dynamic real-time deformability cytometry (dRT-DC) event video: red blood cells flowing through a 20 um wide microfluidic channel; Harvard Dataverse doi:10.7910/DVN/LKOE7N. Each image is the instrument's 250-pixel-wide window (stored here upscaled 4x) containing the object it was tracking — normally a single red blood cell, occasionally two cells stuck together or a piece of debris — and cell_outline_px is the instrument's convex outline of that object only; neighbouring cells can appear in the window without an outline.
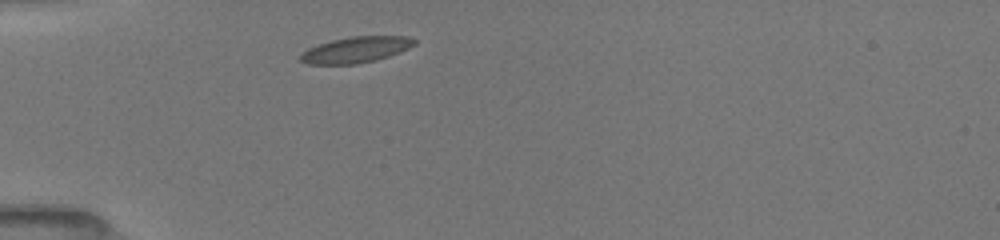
{"species": "common noctule bat (a hibernating species)", "species_latin": "Nyctalus noctula", "temperature_condition": "room temperature", "stored_images_in_passage": 1, "camera_frame_rate_fps": 3000, "um_per_image_px": 0.085, "animal": {"sex": "female", "body_mass_g": 19.5, "forearm_length_mm": 54.1}, "frame": {"image": 1, "passage_image": 1, "time_ms": 0.0, "image_size_px": [1000, 240], "cell_outline_px": [[416, 44], [400, 52], [376, 60], [356, 64], [308, 64], [300, 60], [300, 56], [308, 48], [332, 40], [352, 36], [408, 36], [416, 40]], "centroid_in_image_um": [30.28, 4.22], "position_along_channel_um": 54.7, "area_um2": 17.11}}